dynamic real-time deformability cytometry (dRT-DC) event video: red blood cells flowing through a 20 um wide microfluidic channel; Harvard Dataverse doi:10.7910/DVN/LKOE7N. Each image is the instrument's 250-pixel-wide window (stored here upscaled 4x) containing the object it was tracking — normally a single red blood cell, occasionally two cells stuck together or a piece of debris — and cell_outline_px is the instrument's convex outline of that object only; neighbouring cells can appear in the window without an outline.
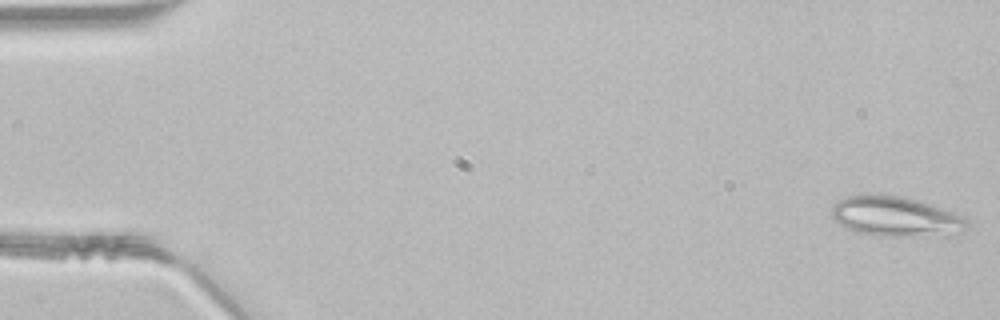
{"species": "common noctule bat (a hibernating species)", "species_latin": "Nyctalus noctula", "temperature_condition": "room temperature", "stored_images_in_passage": 46, "camera_frame_rate_fps": 3000, "um_per_image_px": 0.085, "animal": {"sex": "male", "body_mass_g": 21.5, "forearm_length_mm": 52.0}, "frame": {"image": 1, "passage_image": 1, "time_ms": 0.0, "image_size_px": [1000, 320], "cell_outline_px": [[968, 228], [964, 232], [956, 236], [876, 236], [856, 232], [832, 220], [832, 204], [848, 196], [896, 196], [916, 200], [952, 212], [968, 220]], "centroid_in_image_um": [76.18, 18.46], "position_along_channel_um": 8.8, "area_um2": 31.33}}
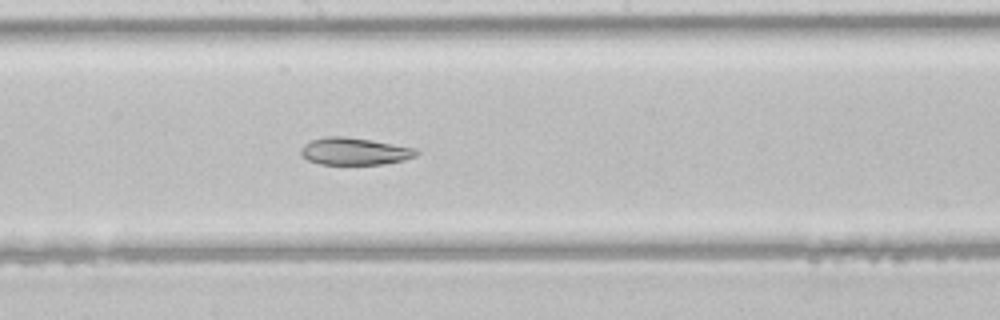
{"frame": {"image": 2, "passage_image": 25, "time_ms": 8.0, "image_size_px": [1000, 320], "cell_outline_px": [[420, 152], [416, 156], [404, 160], [384, 164], [320, 164], [308, 160], [300, 152], [300, 148], [304, 144], [312, 140], [324, 136], [344, 136], [372, 140], [416, 148]], "centroid_in_image_um": [30.15, 12.85], "position_along_channel_um": 218.0, "area_um2": 18.38}}
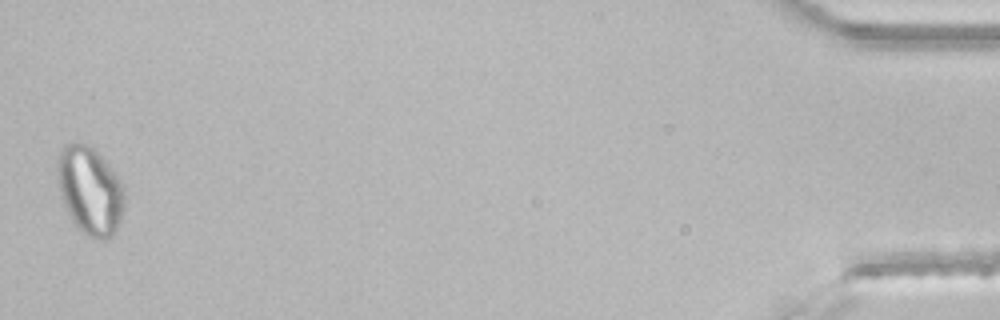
{"frame": {"image": 3, "passage_image": 46, "time_ms": 15.0, "image_size_px": [1000, 320], "cell_outline_px": [[124, 208], [120, 220], [112, 236], [104, 240], [92, 240], [72, 220], [64, 204], [60, 188], [60, 148], [64, 144], [76, 140], [80, 140], [88, 144], [112, 168], [124, 184]], "centroid_in_image_um": [7.7, 16.19], "position_along_channel_um": 427.5, "area_um2": 33.99}}